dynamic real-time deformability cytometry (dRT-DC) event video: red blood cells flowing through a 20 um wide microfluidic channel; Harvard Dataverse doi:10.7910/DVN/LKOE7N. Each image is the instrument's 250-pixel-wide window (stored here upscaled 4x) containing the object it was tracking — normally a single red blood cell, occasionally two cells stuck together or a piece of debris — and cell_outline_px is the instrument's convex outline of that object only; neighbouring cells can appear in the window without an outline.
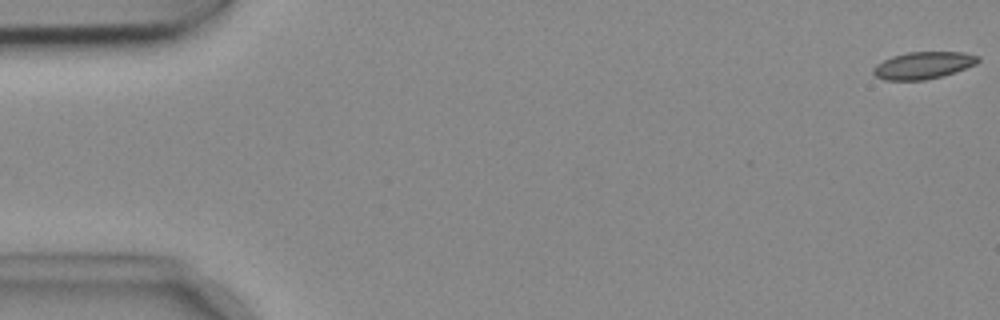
{"species": "common noctule bat (a hibernating species)", "species_latin": "Nyctalus noctula", "temperature_condition": "cold", "stored_images_in_passage": 54, "camera_frame_rate_fps": 3000, "um_per_image_px": 0.085, "animal": {"sex": "female", "body_mass_g": 18.4}, "frame": {"image": 1, "passage_image": 1, "time_ms": 0.0, "image_size_px": [1000, 320], "cell_outline_px": [[980, 60], [976, 64], [944, 76], [924, 80], [884, 80], [876, 76], [872, 72], [872, 68], [876, 64], [892, 56], [908, 52], [964, 52], [980, 56]], "centroid_in_image_um": [78.48, 5.55], "position_along_channel_um": 6.5, "area_um2": 16.65}}
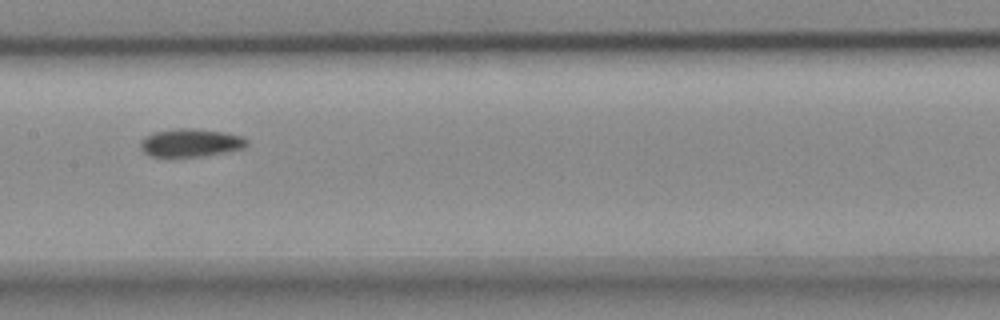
{"frame": {"image": 2, "passage_image": 27, "time_ms": 8.667, "image_size_px": [1000, 320], "cell_outline_px": [[248, 144], [244, 148], [224, 152], [200, 156], [148, 156], [140, 148], [140, 140], [144, 136], [152, 132], [176, 128], [192, 128], [224, 132], [244, 136], [248, 140]], "centroid_in_image_um": [16.18, 12.12], "position_along_channel_um": 191.2, "area_um2": 17.51}}
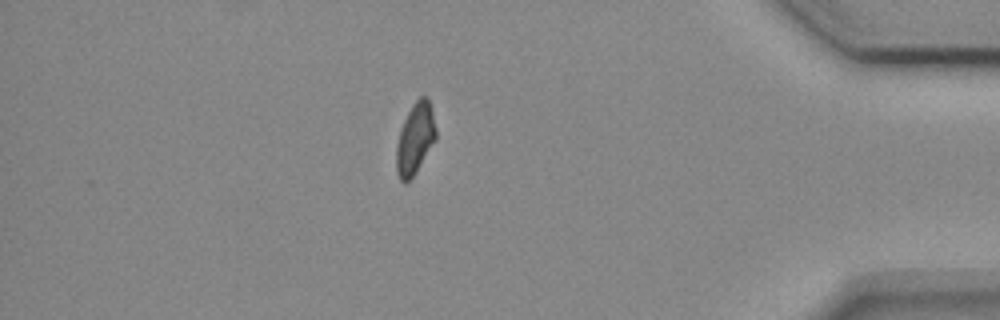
{"frame": {"image": 3, "passage_image": 47, "time_ms": 15.333, "image_size_px": [1000, 320], "cell_outline_px": [[436, 140], [416, 172], [404, 184], [400, 180], [396, 172], [396, 144], [400, 128], [412, 104], [420, 96], [428, 96], [432, 108], [436, 128]], "centroid_in_image_um": [35.29, 11.77], "position_along_channel_um": 399.9, "area_um2": 16.65}}